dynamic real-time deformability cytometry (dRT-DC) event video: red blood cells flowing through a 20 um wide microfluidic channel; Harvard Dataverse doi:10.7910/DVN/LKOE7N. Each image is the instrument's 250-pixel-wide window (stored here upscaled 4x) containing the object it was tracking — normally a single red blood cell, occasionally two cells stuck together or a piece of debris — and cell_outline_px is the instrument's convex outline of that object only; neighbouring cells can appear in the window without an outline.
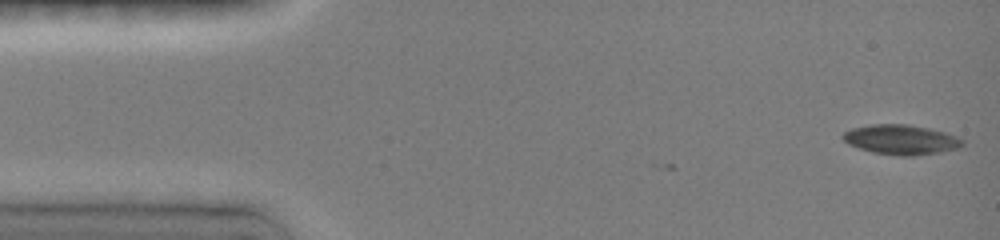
{"species": "common noctule bat (a hibernating species)", "species_latin": "Nyctalus noctula", "temperature_condition": "room temperature", "stored_images_in_passage": 5, "camera_frame_rate_fps": 3000, "um_per_image_px": 0.085, "animal": {"sex": "female", "body_mass_g": 19.0, "forearm_length_mm": 51.5}, "frame": {"image": 1, "passage_image": 1, "time_ms": 0.0, "image_size_px": [1000, 240], "cell_outline_px": [[964, 144], [956, 148], [940, 152], [912, 156], [900, 156], [872, 152], [848, 144], [840, 136], [844, 132], [852, 128], [872, 124], [908, 124], [928, 128], [944, 132], [956, 136], [964, 140]], "centroid_in_image_um": [76.57, 11.86], "position_along_channel_um": 8.4, "area_um2": 20.69}}
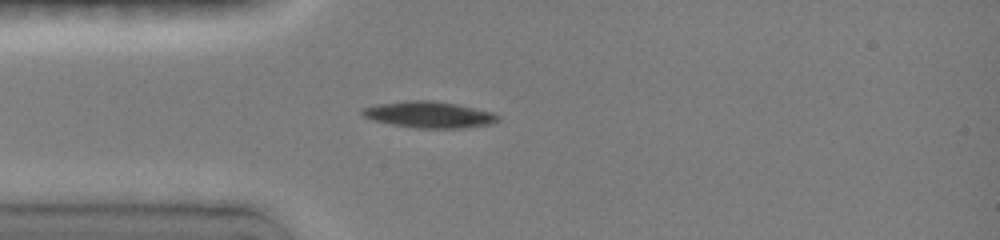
{"frame": {"image": 2, "passage_image": 5, "time_ms": 3.667, "image_size_px": [1000, 240], "cell_outline_px": [[500, 120], [492, 124], [464, 128], [416, 128], [392, 124], [372, 120], [364, 116], [360, 112], [360, 108], [376, 104], [404, 100], [432, 100], [456, 104], [492, 112], [500, 116]], "centroid_in_image_um": [36.45, 9.74], "position_along_channel_um": 48.5, "area_um2": 21.04}}